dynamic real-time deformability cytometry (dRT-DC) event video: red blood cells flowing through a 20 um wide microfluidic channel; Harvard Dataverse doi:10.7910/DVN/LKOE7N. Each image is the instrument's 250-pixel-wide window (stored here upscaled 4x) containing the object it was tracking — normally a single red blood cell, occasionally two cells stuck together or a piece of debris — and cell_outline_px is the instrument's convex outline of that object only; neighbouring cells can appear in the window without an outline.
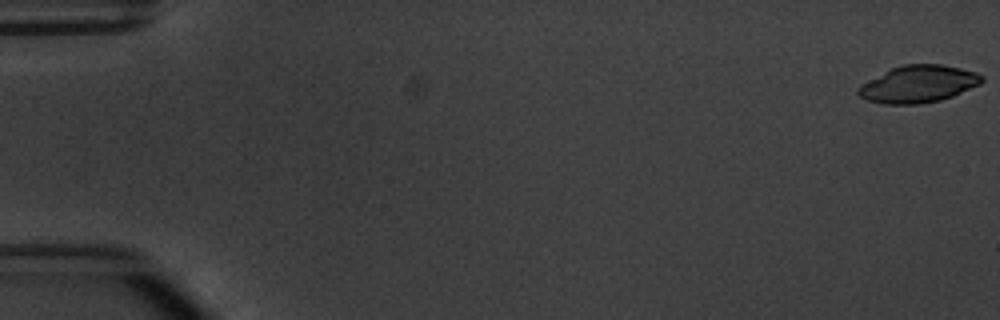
{"species": "common noctule bat (a hibernating species)", "species_latin": "Nyctalus noctula", "temperature_condition": "warm", "stored_images_in_passage": 7, "camera_frame_rate_fps": 3000, "um_per_image_px": 0.085, "animal": {"sex": "male", "body_mass_g": 20.1, "forearm_length_mm": 53.5}, "frame": {"image": 1, "passage_image": 1, "time_ms": 0.0, "image_size_px": [1000, 320], "cell_outline_px": [[984, 80], [980, 84], [952, 96], [940, 100], [920, 104], [880, 104], [868, 100], [860, 96], [856, 92], [856, 88], [860, 84], [892, 68], [904, 64], [940, 64], [960, 68], [976, 72], [984, 76]], "centroid_in_image_um": [78.04, 7.15], "position_along_channel_um": 7.0, "area_um2": 26.76}}
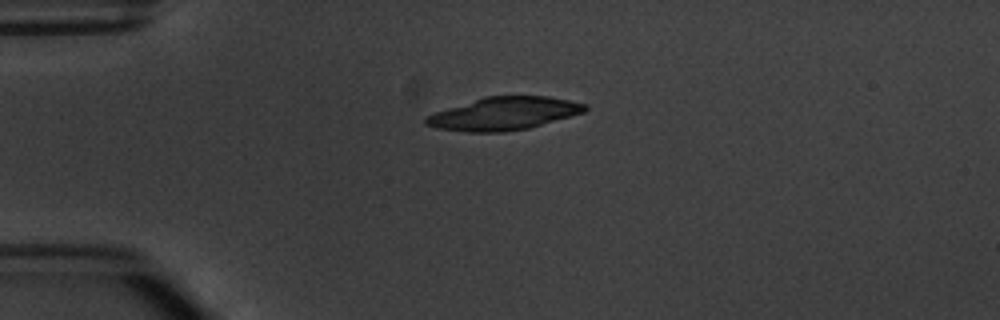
{"frame": {"image": 2, "passage_image": 4, "time_ms": 4.333, "image_size_px": [1000, 320], "cell_outline_px": [[588, 108], [584, 112], [572, 116], [528, 128], [504, 132], [468, 132], [436, 128], [424, 124], [424, 116], [484, 96], [548, 96], [588, 104]], "centroid_in_image_um": [42.83, 9.66], "position_along_channel_um": 42.2, "area_um2": 30.46}}